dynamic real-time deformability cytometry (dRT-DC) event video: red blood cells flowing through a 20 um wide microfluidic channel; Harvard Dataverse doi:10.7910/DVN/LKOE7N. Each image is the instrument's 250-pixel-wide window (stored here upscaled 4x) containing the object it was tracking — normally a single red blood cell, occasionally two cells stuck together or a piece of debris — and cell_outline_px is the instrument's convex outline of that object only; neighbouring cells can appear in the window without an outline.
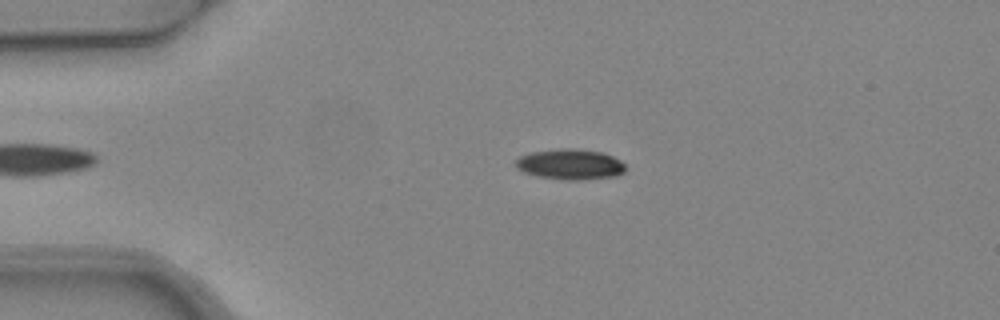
{"species": "common noctule bat (a hibernating species)", "species_latin": "Nyctalus noctula", "temperature_condition": "warm", "stored_images_in_passage": 3, "segment_of_instrument_passage": [1, 2], "camera_frame_rate_fps": 3000, "um_per_image_px": 0.085, "animal": {"sex": "female", "body_mass_g": 24.6, "forearm_length_mm": 56.2}, "frame": {"image": 1, "passage_image": 1, "time_ms": 0.0, "image_size_px": [1000, 320], "cell_outline_px": [[624, 172], [616, 176], [580, 180], [564, 180], [536, 176], [524, 172], [516, 168], [516, 160], [520, 156], [532, 152], [560, 148], [572, 148], [604, 152], [620, 160], [624, 164]], "centroid_in_image_um": [48.46, 13.97], "position_along_channel_um": 36.5, "area_um2": 19.59}}